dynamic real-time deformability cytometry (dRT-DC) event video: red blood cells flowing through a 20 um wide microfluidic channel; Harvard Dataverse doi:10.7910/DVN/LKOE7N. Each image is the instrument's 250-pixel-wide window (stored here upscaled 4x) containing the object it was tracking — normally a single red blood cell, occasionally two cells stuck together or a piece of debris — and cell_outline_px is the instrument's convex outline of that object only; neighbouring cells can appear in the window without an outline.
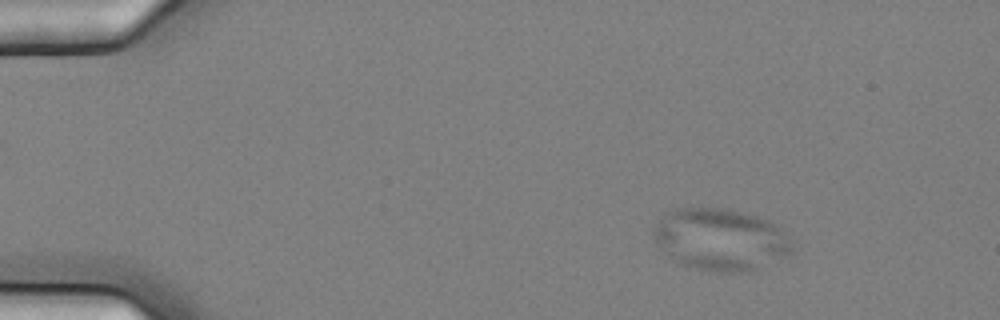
{"species": "common noctule bat (a hibernating species)", "species_latin": "Nyctalus noctula", "temperature_condition": "cold", "stored_images_in_passage": 19, "camera_frame_rate_fps": 3000, "um_per_image_px": 0.085, "animal": {"sex": "female", "body_mass_g": 25.1}, "frame": {"image": 1, "passage_image": 8, "time_ms": 2.333, "image_size_px": [1000, 320], "cell_outline_px": [[792, 256], [748, 272], [724, 272], [700, 268], [680, 264], [656, 240], [652, 232], [652, 228], [672, 208], [728, 208], [756, 216], [768, 220], [792, 244]], "centroid_in_image_um": [61.28, 20.35], "position_along_channel_um": 23.7, "area_um2": 49.19}}
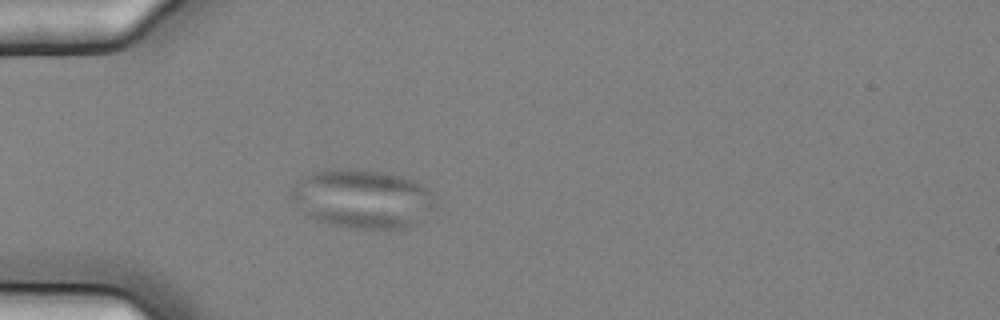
{"frame": {"image": 2, "passage_image": 17, "time_ms": 5.333, "image_size_px": [1000, 320], "cell_outline_px": [[436, 208], [416, 224], [404, 228], [388, 232], [352, 228], [328, 224], [316, 220], [304, 212], [288, 192], [292, 184], [296, 180], [312, 172], [336, 168], [352, 168], [384, 172], [400, 176], [412, 180], [420, 184], [436, 200]], "centroid_in_image_um": [30.81, 16.92], "position_along_channel_um": 54.2, "area_um2": 50.23}}